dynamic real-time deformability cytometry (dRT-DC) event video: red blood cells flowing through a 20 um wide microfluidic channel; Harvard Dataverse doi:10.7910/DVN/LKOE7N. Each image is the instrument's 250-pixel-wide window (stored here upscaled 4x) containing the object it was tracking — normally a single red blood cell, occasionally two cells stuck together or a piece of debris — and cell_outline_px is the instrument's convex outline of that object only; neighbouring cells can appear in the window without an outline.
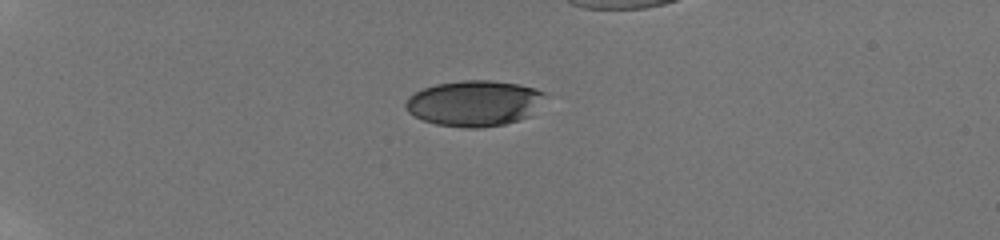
{"species": "human", "species_latin": "Homo sapiens", "temperature_condition": "room temperature", "stored_images_in_passage": 38, "camera_frame_rate_fps": 3000, "um_per_image_px": 0.085, "donor": {"sex": "male"}, "frame": {"image": 1, "passage_image": 1, "time_ms": 0.0, "image_size_px": [1000, 240], "cell_outline_px": [[544, 96], [532, 116], [504, 124], [480, 128], [468, 128], [436, 124], [424, 120], [408, 112], [404, 108], [404, 104], [408, 96], [424, 88], [436, 84], [464, 80], [492, 80], [516, 84], [536, 88], [544, 92]], "centroid_in_image_um": [40.3, 8.78], "position_along_channel_um": 44.7, "area_um2": 37.11}}
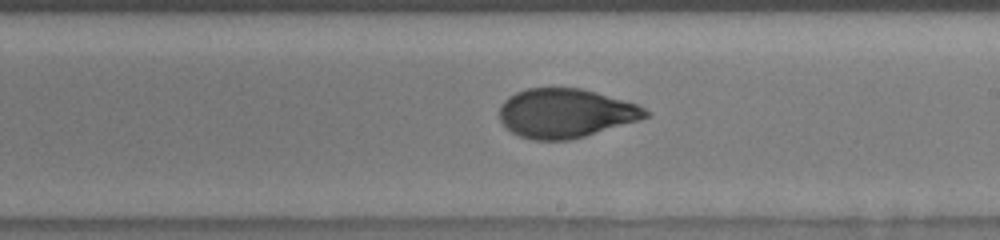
{"frame": {"image": 2, "passage_image": 21, "time_ms": 6.667, "image_size_px": [1000, 240], "cell_outline_px": [[652, 112], [648, 116], [636, 120], [572, 140], [532, 140], [520, 136], [512, 132], [500, 120], [500, 104], [508, 96], [516, 92], [528, 88], [580, 88], [596, 92], [636, 104]], "centroid_in_image_um": [48.03, 9.62], "position_along_channel_um": 241.0, "area_um2": 41.44}}
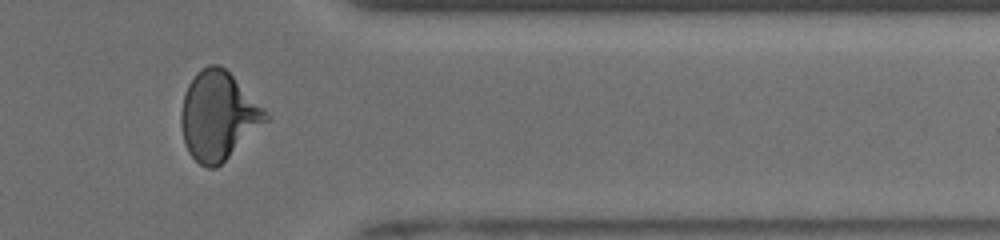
{"frame": {"image": 3, "passage_image": 35, "time_ms": 10.667, "image_size_px": [1000, 240], "cell_outline_px": [[272, 116], [268, 120], [216, 168], [208, 168], [200, 164], [188, 152], [184, 144], [180, 124], [180, 112], [184, 96], [188, 84], [196, 72], [208, 64], [220, 64]], "centroid_in_image_um": [18.52, 9.84], "position_along_channel_um": 392.9, "area_um2": 43.29}}